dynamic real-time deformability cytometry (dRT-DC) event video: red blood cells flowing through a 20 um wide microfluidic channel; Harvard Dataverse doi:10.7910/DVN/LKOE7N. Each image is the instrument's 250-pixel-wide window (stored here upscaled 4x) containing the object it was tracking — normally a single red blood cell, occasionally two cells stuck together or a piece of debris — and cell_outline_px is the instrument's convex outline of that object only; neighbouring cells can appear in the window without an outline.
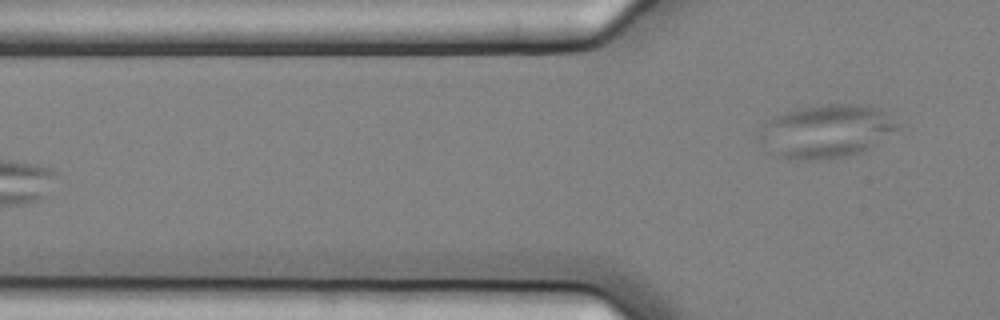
{"species": "common noctule bat (a hibernating species)", "species_latin": "Nyctalus noctula", "temperature_condition": "cold", "stored_images_in_passage": 6, "camera_frame_rate_fps": 3000, "um_per_image_px": 0.085, "animal": {"sex": "female", "body_mass_g": 25.1}, "frame": {"image": 1, "passage_image": 6, "time_ms": 1.667, "image_size_px": [1000, 320], "cell_outline_px": [[900, 128], [860, 152], [844, 156], [796, 160], [780, 156], [768, 128], [768, 124], [772, 116], [796, 108], [828, 104], [860, 104], [880, 108], [900, 124]], "centroid_in_image_um": [70.49, 11.08], "position_along_channel_um": 55.3, "area_um2": 40.11}}